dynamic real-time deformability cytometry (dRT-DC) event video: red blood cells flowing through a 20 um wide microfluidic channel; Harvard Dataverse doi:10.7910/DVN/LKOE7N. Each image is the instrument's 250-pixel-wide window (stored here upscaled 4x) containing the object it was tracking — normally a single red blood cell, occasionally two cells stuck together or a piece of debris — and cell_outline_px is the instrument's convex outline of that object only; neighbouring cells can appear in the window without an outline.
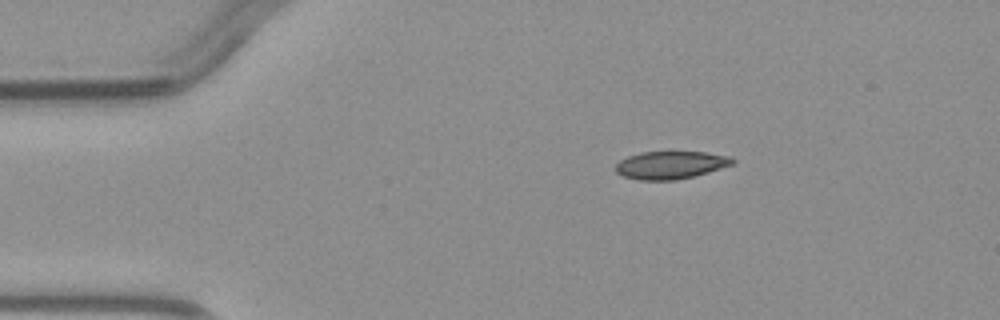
{"species": "common noctule bat (a hibernating species)", "species_latin": "Nyctalus noctula", "temperature_condition": "warm", "stored_images_in_passage": 4, "camera_frame_rate_fps": 3000, "um_per_image_px": 0.085, "animal": {"sex": "male", "body_mass_g": 23.1, "forearm_length_mm": 52.7}, "frame": {"image": 1, "passage_image": 1, "time_ms": 0.0, "image_size_px": [1000, 320], "cell_outline_px": [[736, 160], [732, 164], [696, 176], [676, 180], [640, 180], [624, 176], [616, 172], [616, 164], [620, 160], [628, 156], [640, 152], [704, 152], [732, 156]], "centroid_in_image_um": [57.02, 14.02], "position_along_channel_um": 28.0, "area_um2": 18.9}}
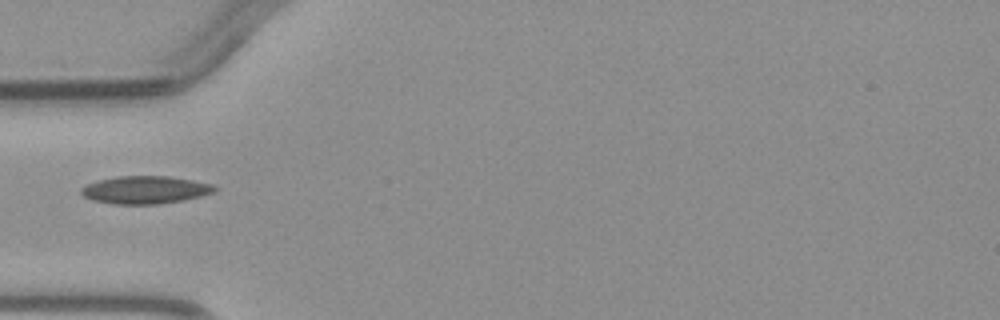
{"frame": {"image": 2, "passage_image": 3, "time_ms": 2.333, "image_size_px": [1000, 320], "cell_outline_px": [[216, 192], [184, 200], [160, 204], [112, 204], [92, 200], [84, 196], [80, 192], [80, 188], [88, 184], [100, 180], [116, 176], [168, 176], [192, 180], [212, 184], [216, 188]], "centroid_in_image_um": [12.34, 16.14], "position_along_channel_um": 72.7, "area_um2": 21.56}}
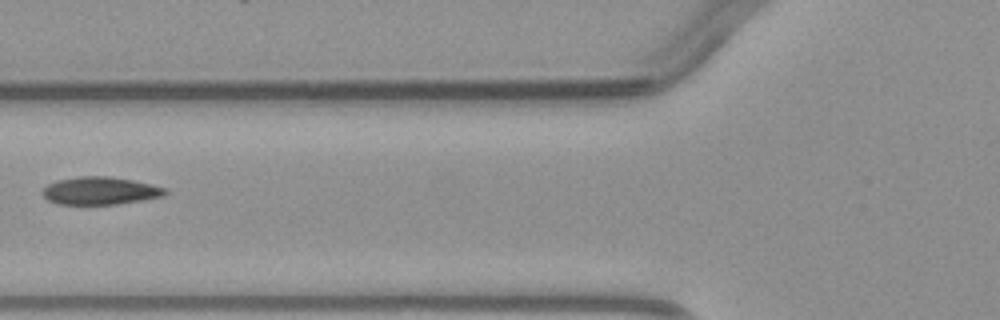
{"frame": {"image": 3, "passage_image": 4, "time_ms": 3.333, "image_size_px": [1000, 320], "cell_outline_px": [[168, 192], [164, 196], [116, 204], [60, 204], [48, 200], [40, 192], [48, 184], [56, 180], [80, 176], [108, 176], [132, 180], [152, 184], [164, 188]], "centroid_in_image_um": [8.49, 16.21], "position_along_channel_um": 117.3, "area_um2": 19.71}}